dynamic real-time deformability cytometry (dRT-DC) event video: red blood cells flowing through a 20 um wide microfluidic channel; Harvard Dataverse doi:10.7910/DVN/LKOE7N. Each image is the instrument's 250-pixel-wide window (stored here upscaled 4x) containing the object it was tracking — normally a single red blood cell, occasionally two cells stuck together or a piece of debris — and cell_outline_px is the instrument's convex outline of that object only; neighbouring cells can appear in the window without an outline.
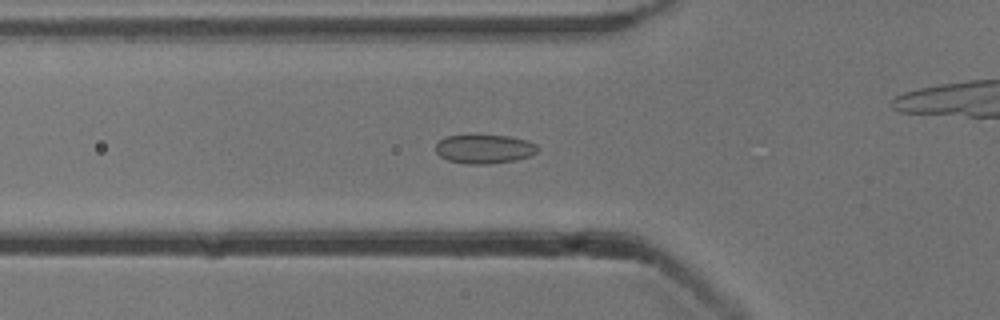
{"species": "common noctule bat (a hibernating species)", "species_latin": "Nyctalus noctula", "temperature_condition": "cold", "stored_images_in_passage": 55, "camera_frame_rate_fps": 3000, "um_per_image_px": 0.085, "animal": {"sex": "male", "body_mass_g": 13.3}, "frame": {"image": 1, "passage_image": 19, "time_ms": 6.0, "image_size_px": [1000, 320], "cell_outline_px": [[540, 148], [536, 152], [528, 156], [516, 160], [488, 164], [468, 164], [448, 160], [440, 156], [436, 152], [436, 144], [440, 140], [448, 136], [476, 132], [508, 136], [524, 140], [536, 144]], "centroid_in_image_um": [41.14, 12.62], "position_along_channel_um": 84.7, "area_um2": 17.74}}
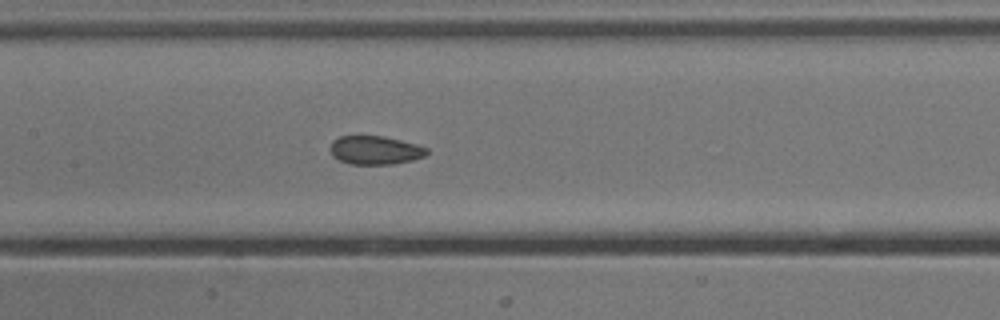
{"frame": {"image": 2, "passage_image": 26, "time_ms": 8.333, "image_size_px": [1000, 320], "cell_outline_px": [[428, 152], [424, 156], [412, 160], [392, 164], [348, 164], [332, 156], [332, 140], [340, 136], [384, 136], [416, 144], [428, 148]], "centroid_in_image_um": [31.9, 12.76], "position_along_channel_um": 175.5, "area_um2": 15.95}}
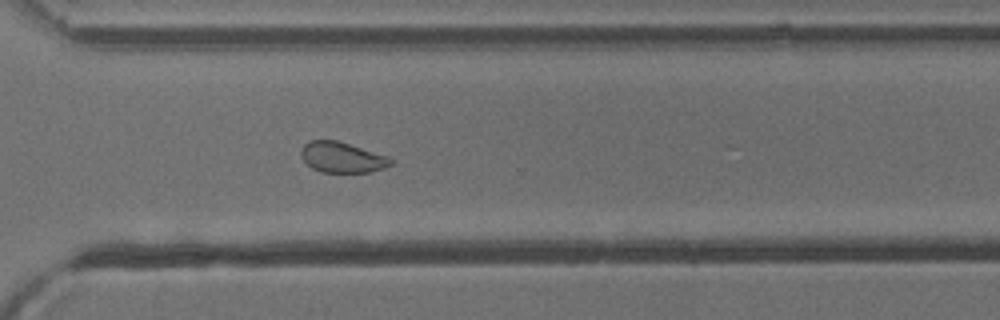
{"frame": {"image": 3, "passage_image": 39, "time_ms": 12.667, "image_size_px": [1000, 320], "cell_outline_px": [[392, 164], [384, 168], [368, 172], [320, 172], [312, 168], [300, 156], [300, 152], [304, 144], [308, 140], [336, 140], [388, 156], [392, 160]], "centroid_in_image_um": [29.05, 13.37], "position_along_channel_um": 341.6, "area_um2": 15.9}, "authors_computed_cell_mechanics": {"area_um2": 17.6868, "velocity_mm_per_s": 3.848, "shape_relaxation_time_tau1_ms": null, "shape_relaxation_time_tau2_ms": 1.4767, "deformation_change_tau1": null, "deformation_change_tau2": 0.0529}}